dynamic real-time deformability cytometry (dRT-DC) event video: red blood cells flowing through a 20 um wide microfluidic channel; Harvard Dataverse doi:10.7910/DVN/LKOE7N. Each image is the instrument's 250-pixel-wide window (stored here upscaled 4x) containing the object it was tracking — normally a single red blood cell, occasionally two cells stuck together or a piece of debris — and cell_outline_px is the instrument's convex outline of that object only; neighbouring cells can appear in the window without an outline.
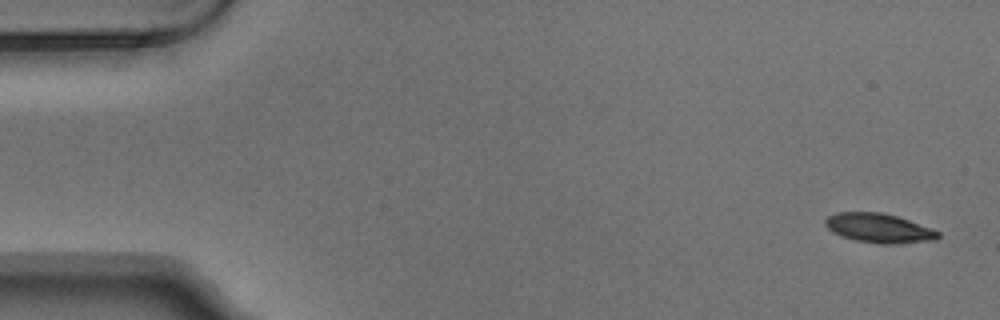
{"species": "Egyptian fruit bat (a non-hibernating species)", "species_latin": "Rousettus aegyptiacus", "temperature_condition": "warm", "stored_images_in_passage": 5, "camera_frame_rate_fps": 3000, "um_per_image_px": 0.085, "animal": {"sex": "male"}, "frame": {"image": 1, "passage_image": 1, "time_ms": 0.0, "image_size_px": [1000, 320], "cell_outline_px": [[940, 236], [936, 240], [888, 244], [880, 244], [856, 240], [840, 236], [832, 232], [824, 224], [824, 220], [828, 216], [836, 212], [880, 212], [896, 216], [932, 228], [940, 232]], "centroid_in_image_um": [74.69, 19.39], "position_along_channel_um": 10.3, "area_um2": 19.25}}